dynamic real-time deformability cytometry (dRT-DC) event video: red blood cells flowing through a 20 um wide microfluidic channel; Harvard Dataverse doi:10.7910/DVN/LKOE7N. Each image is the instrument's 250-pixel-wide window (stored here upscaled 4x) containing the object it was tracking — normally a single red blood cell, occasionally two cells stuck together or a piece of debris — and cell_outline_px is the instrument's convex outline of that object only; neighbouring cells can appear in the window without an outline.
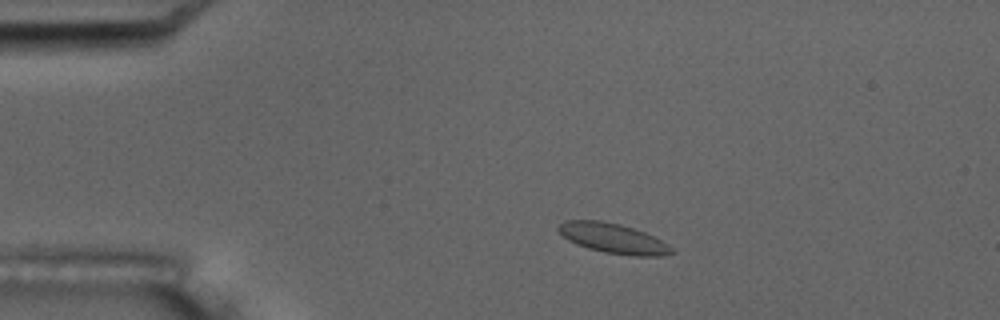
{"species": "common noctule bat (a hibernating species)", "species_latin": "Nyctalus noctula", "temperature_condition": "room temperature", "stored_images_in_passage": 9, "camera_frame_rate_fps": 3000, "um_per_image_px": 0.085, "animal": {"sex": "male", "body_mass_g": 17.5, "forearm_length_mm": 52.3}, "frame": {"image": 1, "passage_image": 1, "time_ms": 0.0, "image_size_px": [1000, 320], "cell_outline_px": [[676, 252], [660, 256], [632, 256], [604, 252], [588, 248], [576, 244], [568, 240], [556, 228], [564, 220], [600, 220], [620, 224], [644, 232], [668, 244]], "centroid_in_image_um": [52.11, 20.26], "position_along_channel_um": 32.9, "area_um2": 19.65}}
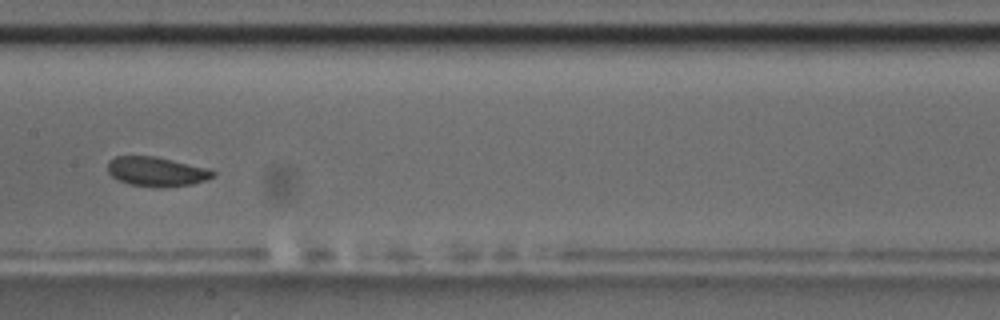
{"frame": {"image": 2, "passage_image": 6, "time_ms": 6.0, "image_size_px": [1000, 320], "cell_outline_px": [[216, 176], [192, 184], [160, 188], [156, 188], [128, 184], [116, 180], [108, 172], [108, 160], [116, 156], [156, 156], [208, 168], [216, 172]], "centroid_in_image_um": [13.29, 14.59], "position_along_channel_um": 194.1, "area_um2": 18.32}}